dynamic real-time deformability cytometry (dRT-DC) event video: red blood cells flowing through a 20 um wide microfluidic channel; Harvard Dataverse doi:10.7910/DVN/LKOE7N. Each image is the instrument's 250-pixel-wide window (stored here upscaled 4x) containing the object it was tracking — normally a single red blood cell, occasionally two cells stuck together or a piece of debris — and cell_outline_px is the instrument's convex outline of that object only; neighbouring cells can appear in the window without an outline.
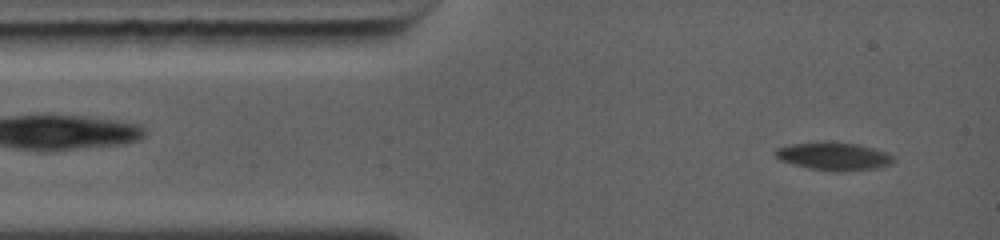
{"species": "common noctule bat (a hibernating species)", "species_latin": "Nyctalus noctula", "temperature_condition": "warm", "stored_images_in_passage": 13, "camera_frame_rate_fps": 5000, "um_per_image_px": 0.085, "animal": {"sex": "female", "body_mass_g": 19.0, "forearm_length_mm": 56.7}, "frame": {"image": 1, "passage_image": 2, "time_ms": 0.6, "image_size_px": [1000, 240], "cell_outline_px": [[896, 160], [892, 164], [876, 168], [836, 172], [832, 172], [808, 168], [780, 160], [772, 152], [776, 148], [792, 144], [816, 140], [828, 140], [860, 144], [888, 152]], "centroid_in_image_um": [70.87, 13.25], "position_along_channel_um": 14.1, "area_um2": 19.88}}
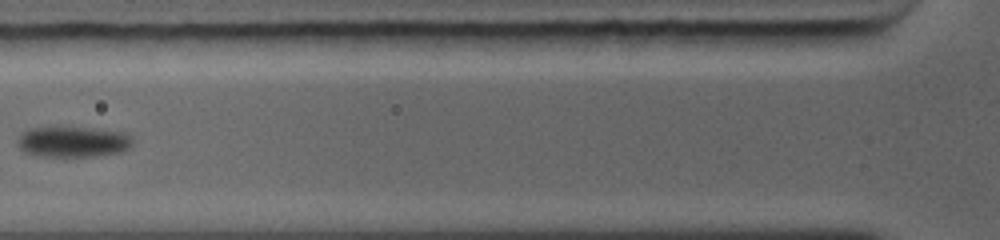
{"frame": {"image": 2, "passage_image": 7, "time_ms": 4.2, "image_size_px": [1000, 240], "cell_outline_px": [[132, 144], [128, 148], [120, 152], [92, 156], [36, 156], [24, 152], [16, 144], [16, 140], [20, 132], [32, 128], [84, 128], [124, 132], [132, 140]], "centroid_in_image_um": [6.12, 12.06], "position_along_channel_um": 119.7, "area_um2": 20.35}}
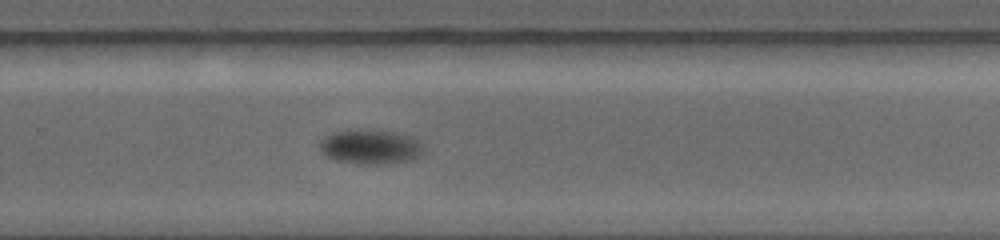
{"frame": {"image": 3, "passage_image": 13, "time_ms": 8.4, "image_size_px": [1000, 240], "cell_outline_px": [[420, 156], [412, 160], [388, 164], [364, 164], [332, 160], [324, 156], [320, 152], [320, 144], [328, 136], [336, 132], [392, 132], [408, 136], [416, 140], [420, 148]], "centroid_in_image_um": [31.45, 12.56], "position_along_channel_um": 298.3, "area_um2": 19.83}}